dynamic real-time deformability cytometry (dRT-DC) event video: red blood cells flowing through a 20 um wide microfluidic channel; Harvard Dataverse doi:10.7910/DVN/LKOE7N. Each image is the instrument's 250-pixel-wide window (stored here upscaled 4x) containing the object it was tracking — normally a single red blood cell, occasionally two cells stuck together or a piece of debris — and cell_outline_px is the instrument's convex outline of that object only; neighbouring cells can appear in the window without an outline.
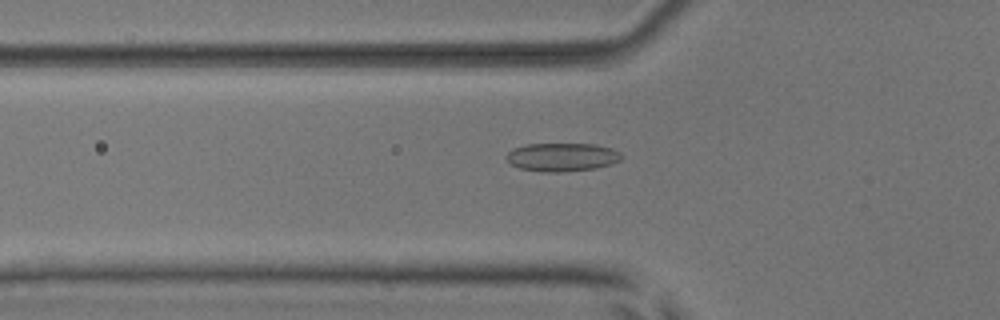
{"species": "common noctule bat (a hibernating species)", "species_latin": "Nyctalus noctula", "temperature_condition": "room temperature", "stored_images_in_passage": 25, "camera_frame_rate_fps": 3000, "um_per_image_px": 0.085, "animal": {"sex": "male", "body_mass_g": 17.9, "forearm_length_mm": 54.2}, "frame": {"image": 1, "passage_image": 10, "time_ms": 3.0, "image_size_px": [1000, 320], "cell_outline_px": [[624, 156], [620, 160], [612, 164], [596, 168], [560, 172], [544, 172], [520, 168], [512, 164], [504, 156], [512, 148], [528, 144], [596, 144], [612, 148], [620, 152]], "centroid_in_image_um": [47.8, 13.35], "position_along_channel_um": 78.0, "area_um2": 19.13}}
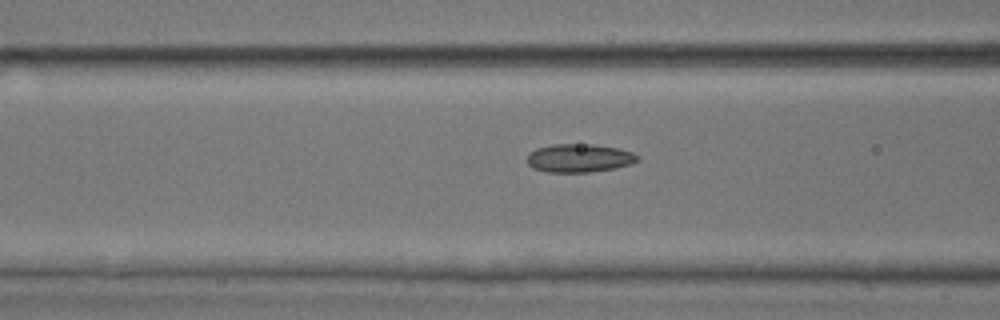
{"frame": {"image": 2, "passage_image": 13, "time_ms": 4.0, "image_size_px": [1000, 320], "cell_outline_px": [[640, 160], [632, 164], [616, 168], [588, 172], [548, 172], [532, 168], [528, 164], [528, 152], [536, 148], [552, 144], [592, 144], [620, 148], [632, 152], [640, 156]], "centroid_in_image_um": [49.26, 13.43], "position_along_channel_um": 117.3, "area_um2": 18.5}}
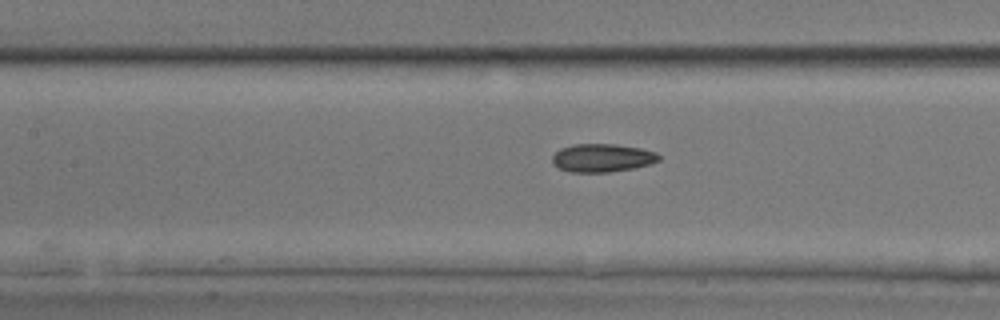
{"frame": {"image": 3, "passage_image": 16, "time_ms": 5.0, "image_size_px": [1000, 320], "cell_outline_px": [[660, 160], [648, 164], [632, 168], [608, 172], [572, 172], [560, 168], [552, 164], [552, 156], [560, 148], [572, 144], [616, 144], [640, 148], [656, 152], [660, 156]], "centroid_in_image_um": [51.17, 13.41], "position_along_channel_um": 156.2, "area_um2": 17.46}}